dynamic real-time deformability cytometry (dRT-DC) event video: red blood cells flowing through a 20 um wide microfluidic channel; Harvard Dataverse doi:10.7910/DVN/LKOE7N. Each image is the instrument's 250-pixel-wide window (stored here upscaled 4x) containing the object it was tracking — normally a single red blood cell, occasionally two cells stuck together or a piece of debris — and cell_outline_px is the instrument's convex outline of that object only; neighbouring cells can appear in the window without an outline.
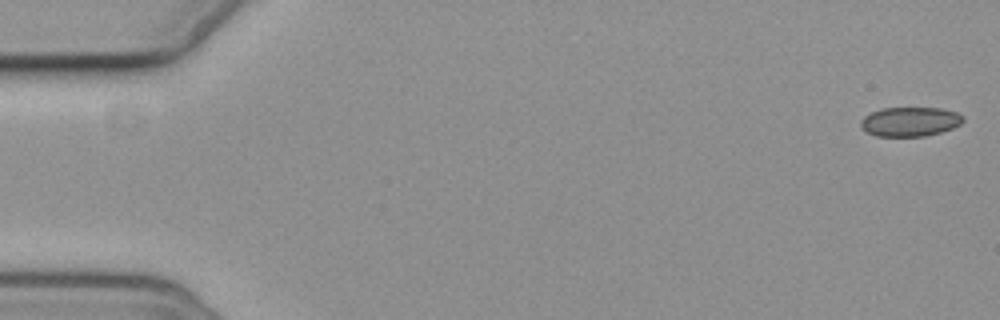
{"species": "common noctule bat (a hibernating species)", "species_latin": "Nyctalus noctula", "temperature_condition": "cold", "stored_images_in_passage": 4, "camera_frame_rate_fps": 3000, "um_per_image_px": 0.085, "animal": {"sex": "female", "body_mass_g": 19.3, "forearm_length_mm": 54.1}, "frame": {"image": 1, "passage_image": 1, "time_ms": 0.0, "image_size_px": [1000, 320], "cell_outline_px": [[964, 120], [960, 124], [952, 128], [940, 132], [924, 136], [876, 136], [860, 128], [860, 120], [864, 116], [880, 108], [940, 108], [956, 112], [964, 116]], "centroid_in_image_um": [77.33, 10.33], "position_along_channel_um": 7.7, "area_um2": 17.51}}